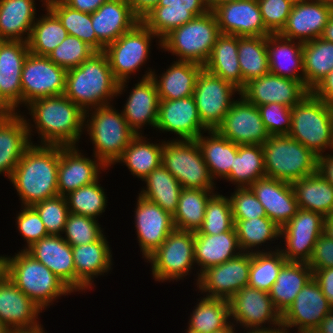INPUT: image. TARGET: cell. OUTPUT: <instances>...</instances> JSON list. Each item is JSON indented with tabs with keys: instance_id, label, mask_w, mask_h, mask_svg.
<instances>
[{
	"instance_id": "cell-63",
	"label": "cell",
	"mask_w": 333,
	"mask_h": 333,
	"mask_svg": "<svg viewBox=\"0 0 333 333\" xmlns=\"http://www.w3.org/2000/svg\"><path fill=\"white\" fill-rule=\"evenodd\" d=\"M313 278L318 283L324 296L333 306V267L314 270Z\"/></svg>"
},
{
	"instance_id": "cell-37",
	"label": "cell",
	"mask_w": 333,
	"mask_h": 333,
	"mask_svg": "<svg viewBox=\"0 0 333 333\" xmlns=\"http://www.w3.org/2000/svg\"><path fill=\"white\" fill-rule=\"evenodd\" d=\"M36 0H0V39L28 42L37 19ZM42 6L46 3L41 0Z\"/></svg>"
},
{
	"instance_id": "cell-47",
	"label": "cell",
	"mask_w": 333,
	"mask_h": 333,
	"mask_svg": "<svg viewBox=\"0 0 333 333\" xmlns=\"http://www.w3.org/2000/svg\"><path fill=\"white\" fill-rule=\"evenodd\" d=\"M304 84L312 91L333 70V42L322 37L303 43Z\"/></svg>"
},
{
	"instance_id": "cell-2",
	"label": "cell",
	"mask_w": 333,
	"mask_h": 333,
	"mask_svg": "<svg viewBox=\"0 0 333 333\" xmlns=\"http://www.w3.org/2000/svg\"><path fill=\"white\" fill-rule=\"evenodd\" d=\"M59 145L31 144L10 178L21 206L58 195Z\"/></svg>"
},
{
	"instance_id": "cell-48",
	"label": "cell",
	"mask_w": 333,
	"mask_h": 333,
	"mask_svg": "<svg viewBox=\"0 0 333 333\" xmlns=\"http://www.w3.org/2000/svg\"><path fill=\"white\" fill-rule=\"evenodd\" d=\"M215 190L182 189L173 215L175 229L197 232L203 224L208 200Z\"/></svg>"
},
{
	"instance_id": "cell-74",
	"label": "cell",
	"mask_w": 333,
	"mask_h": 333,
	"mask_svg": "<svg viewBox=\"0 0 333 333\" xmlns=\"http://www.w3.org/2000/svg\"><path fill=\"white\" fill-rule=\"evenodd\" d=\"M239 0H207L209 11H213L216 7L225 3L234 2Z\"/></svg>"
},
{
	"instance_id": "cell-79",
	"label": "cell",
	"mask_w": 333,
	"mask_h": 333,
	"mask_svg": "<svg viewBox=\"0 0 333 333\" xmlns=\"http://www.w3.org/2000/svg\"><path fill=\"white\" fill-rule=\"evenodd\" d=\"M286 1H289V2H291L293 4H295V3H297L298 1H301V0H286Z\"/></svg>"
},
{
	"instance_id": "cell-29",
	"label": "cell",
	"mask_w": 333,
	"mask_h": 333,
	"mask_svg": "<svg viewBox=\"0 0 333 333\" xmlns=\"http://www.w3.org/2000/svg\"><path fill=\"white\" fill-rule=\"evenodd\" d=\"M250 188L263 205L267 217L279 228L285 226L299 209L289 182L264 177L255 181Z\"/></svg>"
},
{
	"instance_id": "cell-77",
	"label": "cell",
	"mask_w": 333,
	"mask_h": 333,
	"mask_svg": "<svg viewBox=\"0 0 333 333\" xmlns=\"http://www.w3.org/2000/svg\"><path fill=\"white\" fill-rule=\"evenodd\" d=\"M0 333H14V332L0 320Z\"/></svg>"
},
{
	"instance_id": "cell-75",
	"label": "cell",
	"mask_w": 333,
	"mask_h": 333,
	"mask_svg": "<svg viewBox=\"0 0 333 333\" xmlns=\"http://www.w3.org/2000/svg\"><path fill=\"white\" fill-rule=\"evenodd\" d=\"M236 327L237 326L231 322L227 327H225L219 331H216L214 333H237L238 330H235Z\"/></svg>"
},
{
	"instance_id": "cell-56",
	"label": "cell",
	"mask_w": 333,
	"mask_h": 333,
	"mask_svg": "<svg viewBox=\"0 0 333 333\" xmlns=\"http://www.w3.org/2000/svg\"><path fill=\"white\" fill-rule=\"evenodd\" d=\"M95 52L79 38L68 35L47 57L61 68L70 70L80 66Z\"/></svg>"
},
{
	"instance_id": "cell-62",
	"label": "cell",
	"mask_w": 333,
	"mask_h": 333,
	"mask_svg": "<svg viewBox=\"0 0 333 333\" xmlns=\"http://www.w3.org/2000/svg\"><path fill=\"white\" fill-rule=\"evenodd\" d=\"M308 265L312 271L333 267V241L325 233L318 237Z\"/></svg>"
},
{
	"instance_id": "cell-39",
	"label": "cell",
	"mask_w": 333,
	"mask_h": 333,
	"mask_svg": "<svg viewBox=\"0 0 333 333\" xmlns=\"http://www.w3.org/2000/svg\"><path fill=\"white\" fill-rule=\"evenodd\" d=\"M313 278L308 263L286 262L269 293L275 308L281 313L293 303L301 289Z\"/></svg>"
},
{
	"instance_id": "cell-19",
	"label": "cell",
	"mask_w": 333,
	"mask_h": 333,
	"mask_svg": "<svg viewBox=\"0 0 333 333\" xmlns=\"http://www.w3.org/2000/svg\"><path fill=\"white\" fill-rule=\"evenodd\" d=\"M333 15V5L325 0H301L293 4L283 29L284 38L302 43L322 37L325 26Z\"/></svg>"
},
{
	"instance_id": "cell-41",
	"label": "cell",
	"mask_w": 333,
	"mask_h": 333,
	"mask_svg": "<svg viewBox=\"0 0 333 333\" xmlns=\"http://www.w3.org/2000/svg\"><path fill=\"white\" fill-rule=\"evenodd\" d=\"M147 139V140H146ZM142 134L136 135L123 151L114 165L120 163L127 166L132 176L143 181L154 169L162 163V146L164 141L151 142Z\"/></svg>"
},
{
	"instance_id": "cell-40",
	"label": "cell",
	"mask_w": 333,
	"mask_h": 333,
	"mask_svg": "<svg viewBox=\"0 0 333 333\" xmlns=\"http://www.w3.org/2000/svg\"><path fill=\"white\" fill-rule=\"evenodd\" d=\"M210 73L242 90V74L238 60V36L220 34L208 61L203 66Z\"/></svg>"
},
{
	"instance_id": "cell-30",
	"label": "cell",
	"mask_w": 333,
	"mask_h": 333,
	"mask_svg": "<svg viewBox=\"0 0 333 333\" xmlns=\"http://www.w3.org/2000/svg\"><path fill=\"white\" fill-rule=\"evenodd\" d=\"M29 52L28 42H0V94L16 109V113L21 111V73Z\"/></svg>"
},
{
	"instance_id": "cell-24",
	"label": "cell",
	"mask_w": 333,
	"mask_h": 333,
	"mask_svg": "<svg viewBox=\"0 0 333 333\" xmlns=\"http://www.w3.org/2000/svg\"><path fill=\"white\" fill-rule=\"evenodd\" d=\"M148 69L128 92V98L121 111L128 126L137 135L144 134L145 126L156 129L160 98L155 82L151 78L153 69L149 67Z\"/></svg>"
},
{
	"instance_id": "cell-25",
	"label": "cell",
	"mask_w": 333,
	"mask_h": 333,
	"mask_svg": "<svg viewBox=\"0 0 333 333\" xmlns=\"http://www.w3.org/2000/svg\"><path fill=\"white\" fill-rule=\"evenodd\" d=\"M72 253L75 266V292L87 293L86 290L94 288L92 285L98 276H104L113 270V252L105 234L95 242L72 246Z\"/></svg>"
},
{
	"instance_id": "cell-21",
	"label": "cell",
	"mask_w": 333,
	"mask_h": 333,
	"mask_svg": "<svg viewBox=\"0 0 333 333\" xmlns=\"http://www.w3.org/2000/svg\"><path fill=\"white\" fill-rule=\"evenodd\" d=\"M310 92L304 81L283 78L269 72L246 83L241 95L257 107L278 103L292 108Z\"/></svg>"
},
{
	"instance_id": "cell-70",
	"label": "cell",
	"mask_w": 333,
	"mask_h": 333,
	"mask_svg": "<svg viewBox=\"0 0 333 333\" xmlns=\"http://www.w3.org/2000/svg\"><path fill=\"white\" fill-rule=\"evenodd\" d=\"M243 333H286V328L280 324L276 327L273 328H268V329H250L244 331Z\"/></svg>"
},
{
	"instance_id": "cell-43",
	"label": "cell",
	"mask_w": 333,
	"mask_h": 333,
	"mask_svg": "<svg viewBox=\"0 0 333 333\" xmlns=\"http://www.w3.org/2000/svg\"><path fill=\"white\" fill-rule=\"evenodd\" d=\"M234 222L238 244L242 252L257 253L274 251V246L271 248L270 245L277 243L275 241L279 240L280 228L268 217H258L249 220L234 219ZM268 243L270 244L268 245ZM261 246L266 247L263 248Z\"/></svg>"
},
{
	"instance_id": "cell-73",
	"label": "cell",
	"mask_w": 333,
	"mask_h": 333,
	"mask_svg": "<svg viewBox=\"0 0 333 333\" xmlns=\"http://www.w3.org/2000/svg\"><path fill=\"white\" fill-rule=\"evenodd\" d=\"M7 276V255H0V282Z\"/></svg>"
},
{
	"instance_id": "cell-54",
	"label": "cell",
	"mask_w": 333,
	"mask_h": 333,
	"mask_svg": "<svg viewBox=\"0 0 333 333\" xmlns=\"http://www.w3.org/2000/svg\"><path fill=\"white\" fill-rule=\"evenodd\" d=\"M234 224L229 196L216 191L207 202L202 227L194 234L217 235L230 231Z\"/></svg>"
},
{
	"instance_id": "cell-45",
	"label": "cell",
	"mask_w": 333,
	"mask_h": 333,
	"mask_svg": "<svg viewBox=\"0 0 333 333\" xmlns=\"http://www.w3.org/2000/svg\"><path fill=\"white\" fill-rule=\"evenodd\" d=\"M264 177H266V173L262 145H238L233 166L225 181L234 184V188H245Z\"/></svg>"
},
{
	"instance_id": "cell-10",
	"label": "cell",
	"mask_w": 333,
	"mask_h": 333,
	"mask_svg": "<svg viewBox=\"0 0 333 333\" xmlns=\"http://www.w3.org/2000/svg\"><path fill=\"white\" fill-rule=\"evenodd\" d=\"M161 161L182 188L216 190L196 140L164 139Z\"/></svg>"
},
{
	"instance_id": "cell-61",
	"label": "cell",
	"mask_w": 333,
	"mask_h": 333,
	"mask_svg": "<svg viewBox=\"0 0 333 333\" xmlns=\"http://www.w3.org/2000/svg\"><path fill=\"white\" fill-rule=\"evenodd\" d=\"M265 28L278 34L286 24L293 3L286 0H257Z\"/></svg>"
},
{
	"instance_id": "cell-34",
	"label": "cell",
	"mask_w": 333,
	"mask_h": 333,
	"mask_svg": "<svg viewBox=\"0 0 333 333\" xmlns=\"http://www.w3.org/2000/svg\"><path fill=\"white\" fill-rule=\"evenodd\" d=\"M269 72L283 78L304 81L303 43L279 34L266 36Z\"/></svg>"
},
{
	"instance_id": "cell-11",
	"label": "cell",
	"mask_w": 333,
	"mask_h": 333,
	"mask_svg": "<svg viewBox=\"0 0 333 333\" xmlns=\"http://www.w3.org/2000/svg\"><path fill=\"white\" fill-rule=\"evenodd\" d=\"M195 234L174 229L166 240L144 261L150 263L153 279L158 282L180 281L195 268Z\"/></svg>"
},
{
	"instance_id": "cell-78",
	"label": "cell",
	"mask_w": 333,
	"mask_h": 333,
	"mask_svg": "<svg viewBox=\"0 0 333 333\" xmlns=\"http://www.w3.org/2000/svg\"><path fill=\"white\" fill-rule=\"evenodd\" d=\"M291 330L286 329V333H289ZM297 332L294 333H318L316 331V329H312V330H296ZM291 333V332H290Z\"/></svg>"
},
{
	"instance_id": "cell-80",
	"label": "cell",
	"mask_w": 333,
	"mask_h": 333,
	"mask_svg": "<svg viewBox=\"0 0 333 333\" xmlns=\"http://www.w3.org/2000/svg\"><path fill=\"white\" fill-rule=\"evenodd\" d=\"M186 333H198V332H194L192 330L186 329Z\"/></svg>"
},
{
	"instance_id": "cell-28",
	"label": "cell",
	"mask_w": 333,
	"mask_h": 333,
	"mask_svg": "<svg viewBox=\"0 0 333 333\" xmlns=\"http://www.w3.org/2000/svg\"><path fill=\"white\" fill-rule=\"evenodd\" d=\"M208 11L207 0H160L141 21L161 41L172 30Z\"/></svg>"
},
{
	"instance_id": "cell-66",
	"label": "cell",
	"mask_w": 333,
	"mask_h": 333,
	"mask_svg": "<svg viewBox=\"0 0 333 333\" xmlns=\"http://www.w3.org/2000/svg\"><path fill=\"white\" fill-rule=\"evenodd\" d=\"M70 8L84 12L94 13L103 3L108 0H62Z\"/></svg>"
},
{
	"instance_id": "cell-6",
	"label": "cell",
	"mask_w": 333,
	"mask_h": 333,
	"mask_svg": "<svg viewBox=\"0 0 333 333\" xmlns=\"http://www.w3.org/2000/svg\"><path fill=\"white\" fill-rule=\"evenodd\" d=\"M288 135L317 156L333 151V106L308 93L292 107Z\"/></svg>"
},
{
	"instance_id": "cell-72",
	"label": "cell",
	"mask_w": 333,
	"mask_h": 333,
	"mask_svg": "<svg viewBox=\"0 0 333 333\" xmlns=\"http://www.w3.org/2000/svg\"><path fill=\"white\" fill-rule=\"evenodd\" d=\"M322 38L327 41L333 42V15L325 26Z\"/></svg>"
},
{
	"instance_id": "cell-38",
	"label": "cell",
	"mask_w": 333,
	"mask_h": 333,
	"mask_svg": "<svg viewBox=\"0 0 333 333\" xmlns=\"http://www.w3.org/2000/svg\"><path fill=\"white\" fill-rule=\"evenodd\" d=\"M206 133L208 136L202 133L196 142L214 182L219 178L225 180L233 166L238 145L221 136L216 130H208Z\"/></svg>"
},
{
	"instance_id": "cell-32",
	"label": "cell",
	"mask_w": 333,
	"mask_h": 333,
	"mask_svg": "<svg viewBox=\"0 0 333 333\" xmlns=\"http://www.w3.org/2000/svg\"><path fill=\"white\" fill-rule=\"evenodd\" d=\"M44 264L75 293L72 246L61 235H48L25 250Z\"/></svg>"
},
{
	"instance_id": "cell-71",
	"label": "cell",
	"mask_w": 333,
	"mask_h": 333,
	"mask_svg": "<svg viewBox=\"0 0 333 333\" xmlns=\"http://www.w3.org/2000/svg\"><path fill=\"white\" fill-rule=\"evenodd\" d=\"M324 233L333 241V213L325 217Z\"/></svg>"
},
{
	"instance_id": "cell-58",
	"label": "cell",
	"mask_w": 333,
	"mask_h": 333,
	"mask_svg": "<svg viewBox=\"0 0 333 333\" xmlns=\"http://www.w3.org/2000/svg\"><path fill=\"white\" fill-rule=\"evenodd\" d=\"M233 219L267 217L265 209L250 187L235 188L230 194Z\"/></svg>"
},
{
	"instance_id": "cell-68",
	"label": "cell",
	"mask_w": 333,
	"mask_h": 333,
	"mask_svg": "<svg viewBox=\"0 0 333 333\" xmlns=\"http://www.w3.org/2000/svg\"><path fill=\"white\" fill-rule=\"evenodd\" d=\"M316 331L318 333H333V309L320 322Z\"/></svg>"
},
{
	"instance_id": "cell-69",
	"label": "cell",
	"mask_w": 333,
	"mask_h": 333,
	"mask_svg": "<svg viewBox=\"0 0 333 333\" xmlns=\"http://www.w3.org/2000/svg\"><path fill=\"white\" fill-rule=\"evenodd\" d=\"M16 113V109L0 94V114L9 115Z\"/></svg>"
},
{
	"instance_id": "cell-12",
	"label": "cell",
	"mask_w": 333,
	"mask_h": 333,
	"mask_svg": "<svg viewBox=\"0 0 333 333\" xmlns=\"http://www.w3.org/2000/svg\"><path fill=\"white\" fill-rule=\"evenodd\" d=\"M241 91L232 83L210 73L204 67L197 76L194 99L202 124L216 130Z\"/></svg>"
},
{
	"instance_id": "cell-9",
	"label": "cell",
	"mask_w": 333,
	"mask_h": 333,
	"mask_svg": "<svg viewBox=\"0 0 333 333\" xmlns=\"http://www.w3.org/2000/svg\"><path fill=\"white\" fill-rule=\"evenodd\" d=\"M220 34L214 13L208 11L167 34L161 40V50L175 55L178 61L204 66Z\"/></svg>"
},
{
	"instance_id": "cell-16",
	"label": "cell",
	"mask_w": 333,
	"mask_h": 333,
	"mask_svg": "<svg viewBox=\"0 0 333 333\" xmlns=\"http://www.w3.org/2000/svg\"><path fill=\"white\" fill-rule=\"evenodd\" d=\"M229 307L231 322L244 331L282 324V315L275 308L269 293L250 286L239 290L229 300Z\"/></svg>"
},
{
	"instance_id": "cell-4",
	"label": "cell",
	"mask_w": 333,
	"mask_h": 333,
	"mask_svg": "<svg viewBox=\"0 0 333 333\" xmlns=\"http://www.w3.org/2000/svg\"><path fill=\"white\" fill-rule=\"evenodd\" d=\"M114 107L112 103L85 112L84 133L90 137L92 154L108 169L137 135L128 126L121 110Z\"/></svg>"
},
{
	"instance_id": "cell-14",
	"label": "cell",
	"mask_w": 333,
	"mask_h": 333,
	"mask_svg": "<svg viewBox=\"0 0 333 333\" xmlns=\"http://www.w3.org/2000/svg\"><path fill=\"white\" fill-rule=\"evenodd\" d=\"M67 70L52 62L47 56L29 52L22 73V106L32 101L65 93Z\"/></svg>"
},
{
	"instance_id": "cell-8",
	"label": "cell",
	"mask_w": 333,
	"mask_h": 333,
	"mask_svg": "<svg viewBox=\"0 0 333 333\" xmlns=\"http://www.w3.org/2000/svg\"><path fill=\"white\" fill-rule=\"evenodd\" d=\"M262 147L268 178L292 183L317 172L318 156L289 135H272Z\"/></svg>"
},
{
	"instance_id": "cell-1",
	"label": "cell",
	"mask_w": 333,
	"mask_h": 333,
	"mask_svg": "<svg viewBox=\"0 0 333 333\" xmlns=\"http://www.w3.org/2000/svg\"><path fill=\"white\" fill-rule=\"evenodd\" d=\"M25 108L31 116V119L25 117L31 144H34L31 139L34 132L40 138L38 145H79L85 112L64 94L36 99Z\"/></svg>"
},
{
	"instance_id": "cell-50",
	"label": "cell",
	"mask_w": 333,
	"mask_h": 333,
	"mask_svg": "<svg viewBox=\"0 0 333 333\" xmlns=\"http://www.w3.org/2000/svg\"><path fill=\"white\" fill-rule=\"evenodd\" d=\"M46 6L58 17L68 35L79 38L96 52L104 51L105 46L93 30L91 14L72 9L62 0L49 1Z\"/></svg>"
},
{
	"instance_id": "cell-55",
	"label": "cell",
	"mask_w": 333,
	"mask_h": 333,
	"mask_svg": "<svg viewBox=\"0 0 333 333\" xmlns=\"http://www.w3.org/2000/svg\"><path fill=\"white\" fill-rule=\"evenodd\" d=\"M98 220L88 216L69 213L61 236H64L63 239L71 246L95 242L104 234V228H101Z\"/></svg>"
},
{
	"instance_id": "cell-52",
	"label": "cell",
	"mask_w": 333,
	"mask_h": 333,
	"mask_svg": "<svg viewBox=\"0 0 333 333\" xmlns=\"http://www.w3.org/2000/svg\"><path fill=\"white\" fill-rule=\"evenodd\" d=\"M279 245H275L274 251L251 253V265L248 286L269 292L283 265L287 262L286 258L279 250Z\"/></svg>"
},
{
	"instance_id": "cell-49",
	"label": "cell",
	"mask_w": 333,
	"mask_h": 333,
	"mask_svg": "<svg viewBox=\"0 0 333 333\" xmlns=\"http://www.w3.org/2000/svg\"><path fill=\"white\" fill-rule=\"evenodd\" d=\"M238 60L242 89L250 80L269 73L266 36H238Z\"/></svg>"
},
{
	"instance_id": "cell-20",
	"label": "cell",
	"mask_w": 333,
	"mask_h": 333,
	"mask_svg": "<svg viewBox=\"0 0 333 333\" xmlns=\"http://www.w3.org/2000/svg\"><path fill=\"white\" fill-rule=\"evenodd\" d=\"M134 223L137 242L144 260L166 240L175 229L173 216L155 203L137 197Z\"/></svg>"
},
{
	"instance_id": "cell-27",
	"label": "cell",
	"mask_w": 333,
	"mask_h": 333,
	"mask_svg": "<svg viewBox=\"0 0 333 333\" xmlns=\"http://www.w3.org/2000/svg\"><path fill=\"white\" fill-rule=\"evenodd\" d=\"M43 311L6 276L0 282V320L13 332L40 327Z\"/></svg>"
},
{
	"instance_id": "cell-26",
	"label": "cell",
	"mask_w": 333,
	"mask_h": 333,
	"mask_svg": "<svg viewBox=\"0 0 333 333\" xmlns=\"http://www.w3.org/2000/svg\"><path fill=\"white\" fill-rule=\"evenodd\" d=\"M222 34L268 36L257 0H239L225 3L212 11Z\"/></svg>"
},
{
	"instance_id": "cell-67",
	"label": "cell",
	"mask_w": 333,
	"mask_h": 333,
	"mask_svg": "<svg viewBox=\"0 0 333 333\" xmlns=\"http://www.w3.org/2000/svg\"><path fill=\"white\" fill-rule=\"evenodd\" d=\"M318 156L317 171L333 186V151Z\"/></svg>"
},
{
	"instance_id": "cell-13",
	"label": "cell",
	"mask_w": 333,
	"mask_h": 333,
	"mask_svg": "<svg viewBox=\"0 0 333 333\" xmlns=\"http://www.w3.org/2000/svg\"><path fill=\"white\" fill-rule=\"evenodd\" d=\"M325 217L318 212L298 209L297 213L282 228L279 247L287 262L308 263L312 257L315 243L324 233Z\"/></svg>"
},
{
	"instance_id": "cell-31",
	"label": "cell",
	"mask_w": 333,
	"mask_h": 333,
	"mask_svg": "<svg viewBox=\"0 0 333 333\" xmlns=\"http://www.w3.org/2000/svg\"><path fill=\"white\" fill-rule=\"evenodd\" d=\"M24 112L0 115V174L10 180L25 150L31 145Z\"/></svg>"
},
{
	"instance_id": "cell-3",
	"label": "cell",
	"mask_w": 333,
	"mask_h": 333,
	"mask_svg": "<svg viewBox=\"0 0 333 333\" xmlns=\"http://www.w3.org/2000/svg\"><path fill=\"white\" fill-rule=\"evenodd\" d=\"M118 84L106 54L95 52L80 66L67 70L64 95L86 112L110 105L117 97Z\"/></svg>"
},
{
	"instance_id": "cell-22",
	"label": "cell",
	"mask_w": 333,
	"mask_h": 333,
	"mask_svg": "<svg viewBox=\"0 0 333 333\" xmlns=\"http://www.w3.org/2000/svg\"><path fill=\"white\" fill-rule=\"evenodd\" d=\"M156 131L171 133L177 140H196L208 129L202 124L194 96L178 100H160Z\"/></svg>"
},
{
	"instance_id": "cell-36",
	"label": "cell",
	"mask_w": 333,
	"mask_h": 333,
	"mask_svg": "<svg viewBox=\"0 0 333 333\" xmlns=\"http://www.w3.org/2000/svg\"><path fill=\"white\" fill-rule=\"evenodd\" d=\"M174 62V63H173ZM160 75L152 71L160 100H178L193 96L196 79L203 66L189 61H173Z\"/></svg>"
},
{
	"instance_id": "cell-57",
	"label": "cell",
	"mask_w": 333,
	"mask_h": 333,
	"mask_svg": "<svg viewBox=\"0 0 333 333\" xmlns=\"http://www.w3.org/2000/svg\"><path fill=\"white\" fill-rule=\"evenodd\" d=\"M32 207L40 216L48 235H62L70 213L67 200L64 196L56 195L47 198L32 205Z\"/></svg>"
},
{
	"instance_id": "cell-46",
	"label": "cell",
	"mask_w": 333,
	"mask_h": 333,
	"mask_svg": "<svg viewBox=\"0 0 333 333\" xmlns=\"http://www.w3.org/2000/svg\"><path fill=\"white\" fill-rule=\"evenodd\" d=\"M190 313L188 328L198 333H214L231 323L229 301L200 297Z\"/></svg>"
},
{
	"instance_id": "cell-18",
	"label": "cell",
	"mask_w": 333,
	"mask_h": 333,
	"mask_svg": "<svg viewBox=\"0 0 333 333\" xmlns=\"http://www.w3.org/2000/svg\"><path fill=\"white\" fill-rule=\"evenodd\" d=\"M82 151L78 146L59 145L58 195L65 197L82 186L92 184L100 179L101 170H108L94 155L86 157Z\"/></svg>"
},
{
	"instance_id": "cell-35",
	"label": "cell",
	"mask_w": 333,
	"mask_h": 333,
	"mask_svg": "<svg viewBox=\"0 0 333 333\" xmlns=\"http://www.w3.org/2000/svg\"><path fill=\"white\" fill-rule=\"evenodd\" d=\"M235 227L217 235L195 234L196 283L205 269L222 264L241 253Z\"/></svg>"
},
{
	"instance_id": "cell-65",
	"label": "cell",
	"mask_w": 333,
	"mask_h": 333,
	"mask_svg": "<svg viewBox=\"0 0 333 333\" xmlns=\"http://www.w3.org/2000/svg\"><path fill=\"white\" fill-rule=\"evenodd\" d=\"M160 0H127L133 14L141 21Z\"/></svg>"
},
{
	"instance_id": "cell-15",
	"label": "cell",
	"mask_w": 333,
	"mask_h": 333,
	"mask_svg": "<svg viewBox=\"0 0 333 333\" xmlns=\"http://www.w3.org/2000/svg\"><path fill=\"white\" fill-rule=\"evenodd\" d=\"M250 265L251 253L241 252L222 264L202 271L195 286L204 297L229 301L239 290L248 286Z\"/></svg>"
},
{
	"instance_id": "cell-7",
	"label": "cell",
	"mask_w": 333,
	"mask_h": 333,
	"mask_svg": "<svg viewBox=\"0 0 333 333\" xmlns=\"http://www.w3.org/2000/svg\"><path fill=\"white\" fill-rule=\"evenodd\" d=\"M161 48L159 38L142 22H138L130 31L122 34L116 41L104 49L114 78L119 82L117 97L127 90L130 76L136 75L150 59L152 40ZM159 43V44H158Z\"/></svg>"
},
{
	"instance_id": "cell-5",
	"label": "cell",
	"mask_w": 333,
	"mask_h": 333,
	"mask_svg": "<svg viewBox=\"0 0 333 333\" xmlns=\"http://www.w3.org/2000/svg\"><path fill=\"white\" fill-rule=\"evenodd\" d=\"M7 255V276L43 311L74 292L44 264L25 250Z\"/></svg>"
},
{
	"instance_id": "cell-53",
	"label": "cell",
	"mask_w": 333,
	"mask_h": 333,
	"mask_svg": "<svg viewBox=\"0 0 333 333\" xmlns=\"http://www.w3.org/2000/svg\"><path fill=\"white\" fill-rule=\"evenodd\" d=\"M99 183L98 179L66 195L69 212L98 219L108 205L105 189Z\"/></svg>"
},
{
	"instance_id": "cell-33",
	"label": "cell",
	"mask_w": 333,
	"mask_h": 333,
	"mask_svg": "<svg viewBox=\"0 0 333 333\" xmlns=\"http://www.w3.org/2000/svg\"><path fill=\"white\" fill-rule=\"evenodd\" d=\"M97 39L106 47L130 31L140 20L133 14L127 0H108L91 13Z\"/></svg>"
},
{
	"instance_id": "cell-60",
	"label": "cell",
	"mask_w": 333,
	"mask_h": 333,
	"mask_svg": "<svg viewBox=\"0 0 333 333\" xmlns=\"http://www.w3.org/2000/svg\"><path fill=\"white\" fill-rule=\"evenodd\" d=\"M21 207V212L19 211V213L16 214L15 225H17V230L23 237L22 239L26 242L22 250H26L33 243L48 236V233L40 216L32 206Z\"/></svg>"
},
{
	"instance_id": "cell-17",
	"label": "cell",
	"mask_w": 333,
	"mask_h": 333,
	"mask_svg": "<svg viewBox=\"0 0 333 333\" xmlns=\"http://www.w3.org/2000/svg\"><path fill=\"white\" fill-rule=\"evenodd\" d=\"M239 97L216 131L237 145H263L270 135L261 119L259 109L242 95Z\"/></svg>"
},
{
	"instance_id": "cell-76",
	"label": "cell",
	"mask_w": 333,
	"mask_h": 333,
	"mask_svg": "<svg viewBox=\"0 0 333 333\" xmlns=\"http://www.w3.org/2000/svg\"><path fill=\"white\" fill-rule=\"evenodd\" d=\"M14 333H47V332H45L43 325H41L40 327L32 330L16 331Z\"/></svg>"
},
{
	"instance_id": "cell-42",
	"label": "cell",
	"mask_w": 333,
	"mask_h": 333,
	"mask_svg": "<svg viewBox=\"0 0 333 333\" xmlns=\"http://www.w3.org/2000/svg\"><path fill=\"white\" fill-rule=\"evenodd\" d=\"M291 184L300 209L318 212L324 217L333 213V186L318 171Z\"/></svg>"
},
{
	"instance_id": "cell-44",
	"label": "cell",
	"mask_w": 333,
	"mask_h": 333,
	"mask_svg": "<svg viewBox=\"0 0 333 333\" xmlns=\"http://www.w3.org/2000/svg\"><path fill=\"white\" fill-rule=\"evenodd\" d=\"M143 181L146 186L141 187L138 195L157 204L173 216L183 189L178 180L161 164Z\"/></svg>"
},
{
	"instance_id": "cell-64",
	"label": "cell",
	"mask_w": 333,
	"mask_h": 333,
	"mask_svg": "<svg viewBox=\"0 0 333 333\" xmlns=\"http://www.w3.org/2000/svg\"><path fill=\"white\" fill-rule=\"evenodd\" d=\"M311 92L333 106V70Z\"/></svg>"
},
{
	"instance_id": "cell-59",
	"label": "cell",
	"mask_w": 333,
	"mask_h": 333,
	"mask_svg": "<svg viewBox=\"0 0 333 333\" xmlns=\"http://www.w3.org/2000/svg\"><path fill=\"white\" fill-rule=\"evenodd\" d=\"M258 109L270 136L289 134L292 121L291 107L278 103H270L258 106Z\"/></svg>"
},
{
	"instance_id": "cell-23",
	"label": "cell",
	"mask_w": 333,
	"mask_h": 333,
	"mask_svg": "<svg viewBox=\"0 0 333 333\" xmlns=\"http://www.w3.org/2000/svg\"><path fill=\"white\" fill-rule=\"evenodd\" d=\"M332 309L333 306L312 278L282 314V325L289 330L316 329Z\"/></svg>"
},
{
	"instance_id": "cell-51",
	"label": "cell",
	"mask_w": 333,
	"mask_h": 333,
	"mask_svg": "<svg viewBox=\"0 0 333 333\" xmlns=\"http://www.w3.org/2000/svg\"><path fill=\"white\" fill-rule=\"evenodd\" d=\"M46 13L38 15L28 40L29 51L35 55L48 56L67 36V30L58 17L47 7Z\"/></svg>"
}]
</instances>
